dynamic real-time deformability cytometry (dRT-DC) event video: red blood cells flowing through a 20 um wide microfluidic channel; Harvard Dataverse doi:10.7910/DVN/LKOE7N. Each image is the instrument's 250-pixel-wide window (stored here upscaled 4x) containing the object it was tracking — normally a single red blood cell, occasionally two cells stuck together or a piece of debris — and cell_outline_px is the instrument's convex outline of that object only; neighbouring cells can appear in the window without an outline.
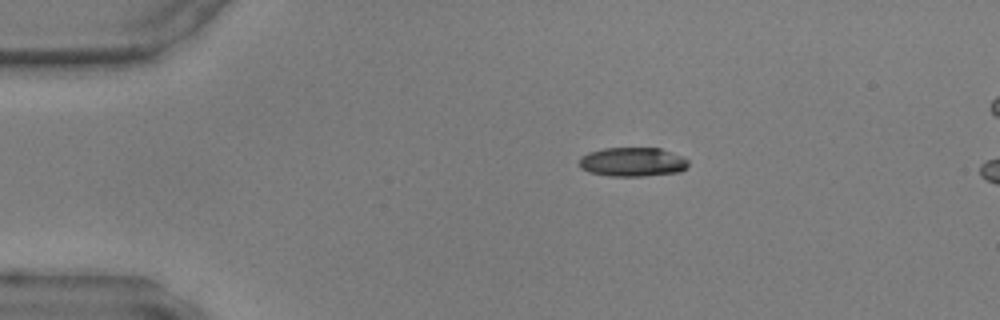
{"species": "common noctule bat (a hibernating species)", "species_latin": "Nyctalus noctula", "temperature_condition": "warm", "stored_images_in_passage": 5, "camera_frame_rate_fps": 3000, "um_per_image_px": 0.085, "animal": {"sex": "male", "body_mass_g": 17.9, "forearm_length_mm": 54.2}, "frame": {"image": 1, "passage_image": 1, "time_ms": 0.0, "image_size_px": [1000, 320], "cell_outline_px": [[688, 168], [680, 172], [644, 176], [608, 176], [588, 172], [580, 168], [580, 156], [588, 152], [604, 148], [660, 148], [684, 156], [688, 160]], "centroid_in_image_um": [53.78, 13.77], "position_along_channel_um": 31.2, "area_um2": 18.79}}